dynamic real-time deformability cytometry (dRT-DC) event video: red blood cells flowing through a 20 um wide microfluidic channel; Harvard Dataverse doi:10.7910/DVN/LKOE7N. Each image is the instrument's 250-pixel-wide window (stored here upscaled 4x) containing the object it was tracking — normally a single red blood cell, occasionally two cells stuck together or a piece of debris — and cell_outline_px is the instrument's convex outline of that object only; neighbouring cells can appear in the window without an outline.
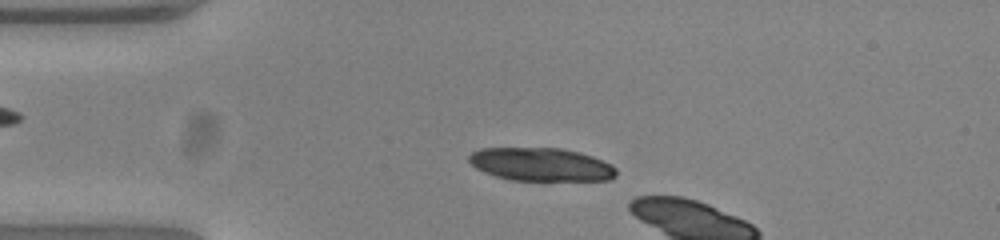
{"species": "common noctule bat (a hibernating species)", "species_latin": "Nyctalus noctula", "temperature_condition": "warm", "stored_images_in_passage": 13, "camera_frame_rate_fps": 3000, "um_per_image_px": 0.085, "animal": {"sex": "female", "body_mass_g": 23.0, "forearm_length_mm": 53.4}, "frame": {"image": 1, "passage_image": 10, "time_ms": 3.0, "image_size_px": [1000, 240], "cell_outline_px": [[616, 176], [608, 180], [512, 180], [496, 176], [484, 172], [476, 168], [468, 160], [468, 156], [472, 152], [480, 148], [560, 148], [580, 152], [604, 160], [612, 164], [616, 168]], "centroid_in_image_um": [46.0, 13.97], "position_along_channel_um": 39.0, "area_um2": 28.55}}